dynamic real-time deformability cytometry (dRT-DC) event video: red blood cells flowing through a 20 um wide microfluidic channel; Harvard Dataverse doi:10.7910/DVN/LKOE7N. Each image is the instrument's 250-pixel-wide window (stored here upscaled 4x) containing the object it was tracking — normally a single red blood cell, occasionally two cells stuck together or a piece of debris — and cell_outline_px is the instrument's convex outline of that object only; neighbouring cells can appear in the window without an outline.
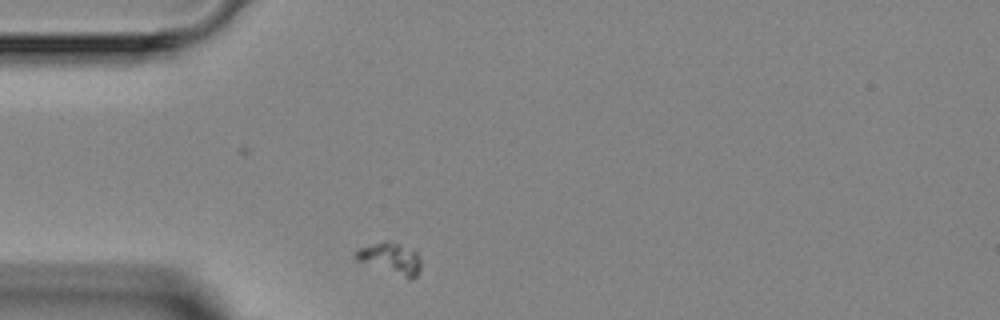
{"species": "Egyptian fruit bat (a non-hibernating species)", "species_latin": "Rousettus aegyptiacus", "temperature_condition": "room temperature", "stored_images_in_passage": 1, "camera_frame_rate_fps": 3000, "um_per_image_px": 0.085, "animal": {"sex": "female"}, "frame": {"image": 1, "passage_image": 1, "time_ms": 0.0, "image_size_px": [1000, 320], "cell_outline_px": [[420, 272], [416, 276], [404, 276], [356, 260], [352, 256], [352, 252], [356, 248], [384, 240], [388, 240], [400, 244], [416, 252], [420, 256]], "centroid_in_image_um": [33.12, 21.9], "position_along_channel_um": 51.9, "area_um2": 11.73}}